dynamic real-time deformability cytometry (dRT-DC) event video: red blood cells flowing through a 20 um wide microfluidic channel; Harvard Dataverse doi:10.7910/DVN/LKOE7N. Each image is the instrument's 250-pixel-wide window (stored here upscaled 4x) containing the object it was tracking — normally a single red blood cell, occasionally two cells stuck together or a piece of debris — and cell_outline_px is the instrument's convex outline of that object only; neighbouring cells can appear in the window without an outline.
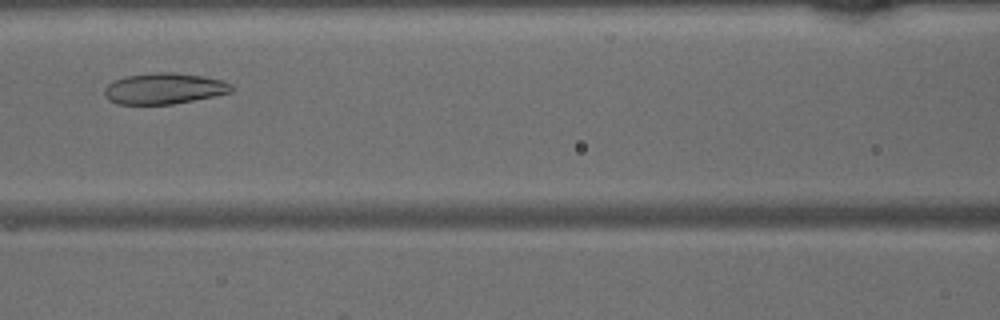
{"species": "common noctule bat (a hibernating species)", "species_latin": "Nyctalus noctula", "temperature_condition": "warm", "stored_images_in_passage": 40, "camera_frame_rate_fps": 3000, "um_per_image_px": 0.085, "animal": {"sex": "male", "body_mass_g": 15.6}, "frame": {"image": 1, "passage_image": 13, "time_ms": 4.0, "image_size_px": [1000, 320], "cell_outline_px": [[236, 88], [232, 92], [172, 104], [116, 104], [108, 100], [104, 96], [104, 88], [112, 80], [124, 76], [152, 72], [172, 72], [204, 76], [224, 80], [232, 84]], "centroid_in_image_um": [13.93, 7.51], "position_along_channel_um": 152.7, "area_um2": 23.29}}
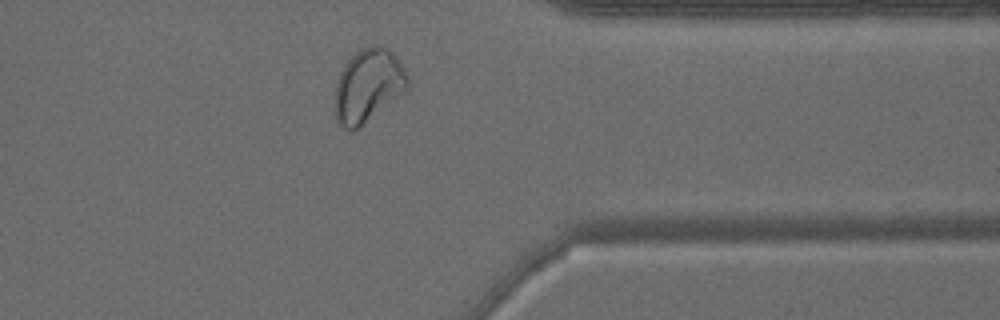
{"frame": {"image": 2, "passage_image": 30, "time_ms": 9.667, "image_size_px": [1000, 320], "cell_outline_px": [[408, 88], [352, 132], [344, 128], [336, 120], [336, 84], [340, 72], [344, 64], [360, 48], [372, 44], [376, 44], [388, 48], [396, 56], [404, 68], [408, 80]], "centroid_in_image_um": [31.28, 7.23], "position_along_channel_um": 380.1, "area_um2": 30.52}}
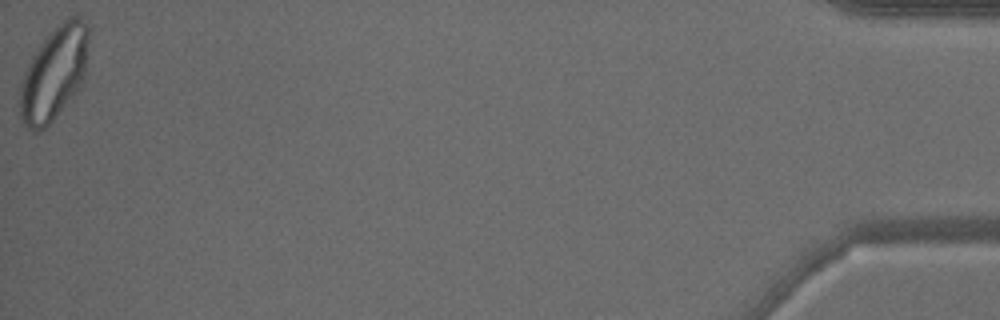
{"frame": {"image": 3, "passage_image": 40, "time_ms": 13.0, "image_size_px": [1000, 320], "cell_outline_px": [[88, 40], [84, 72], [80, 84], [76, 92], [56, 116], [44, 128], [36, 132], [32, 132], [24, 124], [20, 116], [20, 84], [24, 72], [36, 48], [68, 16], [80, 16], [88, 24]], "centroid_in_image_um": [4.57, 6.24], "position_along_channel_um": 430.6, "area_um2": 36.82}}